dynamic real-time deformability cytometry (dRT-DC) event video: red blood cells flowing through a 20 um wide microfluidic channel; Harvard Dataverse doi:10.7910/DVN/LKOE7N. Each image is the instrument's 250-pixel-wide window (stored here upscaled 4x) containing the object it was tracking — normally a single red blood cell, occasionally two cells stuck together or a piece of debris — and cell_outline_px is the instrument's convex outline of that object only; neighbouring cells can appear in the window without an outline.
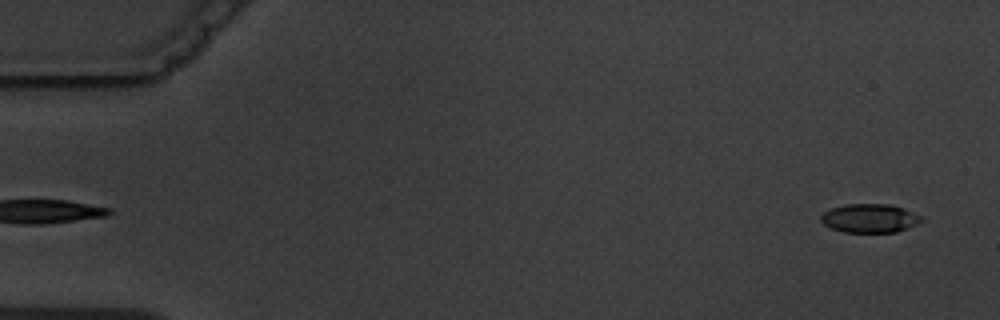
{"species": "common noctule bat (a hibernating species)", "species_latin": "Nyctalus noctula", "temperature_condition": "warm", "stored_images_in_passage": 6, "segment_of_instrument_passage": [2, 2], "camera_frame_rate_fps": 3000, "um_per_image_px": 0.085, "animal": {"sex": "male", "body_mass_g": 19.5, "forearm_length_mm": 54.6}, "frame": {"image": 1, "passage_image": 6, "time_ms": 5.667, "image_size_px": [1000, 320], "cell_outline_px": [[924, 220], [908, 228], [896, 232], [844, 232], [832, 228], [824, 224], [820, 220], [820, 216], [824, 212], [832, 208], [848, 204], [892, 204], [920, 216]], "centroid_in_image_um": [73.91, 18.55], "position_along_channel_um": 11.1, "area_um2": 16.65}}